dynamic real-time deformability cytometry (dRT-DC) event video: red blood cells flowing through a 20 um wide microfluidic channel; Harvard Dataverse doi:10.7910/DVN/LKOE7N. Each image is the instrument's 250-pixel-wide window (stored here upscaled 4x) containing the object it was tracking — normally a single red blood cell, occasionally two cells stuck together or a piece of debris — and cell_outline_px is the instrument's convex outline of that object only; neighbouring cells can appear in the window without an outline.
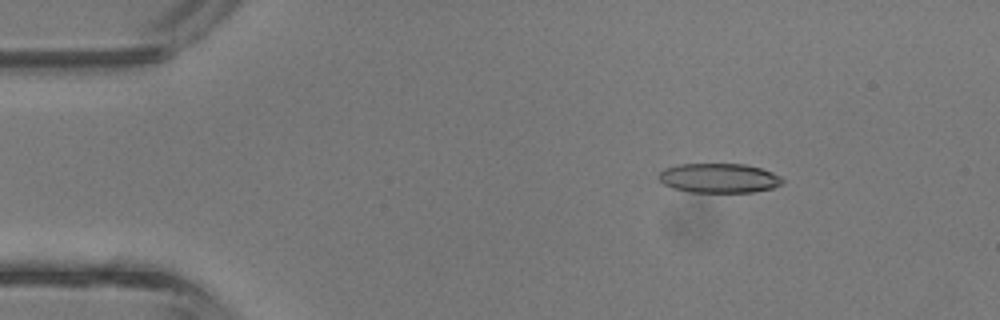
{"species": "common noctule bat (a hibernating species)", "species_latin": "Nyctalus noctula", "temperature_condition": "room temperature", "stored_images_in_passage": 5, "camera_frame_rate_fps": 3000, "um_per_image_px": 0.085, "animal": {"sex": "male", "body_mass_g": 13.3}, "frame": {"image": 1, "passage_image": 2, "time_ms": 0.333, "image_size_px": [1000, 320], "cell_outline_px": [[784, 180], [780, 184], [772, 188], [752, 192], [692, 192], [672, 188], [664, 184], [660, 180], [660, 172], [664, 168], [680, 164], [744, 164], [760, 168], [772, 172], [780, 176]], "centroid_in_image_um": [61.11, 15.14], "position_along_channel_um": 23.9, "area_um2": 21.1}}
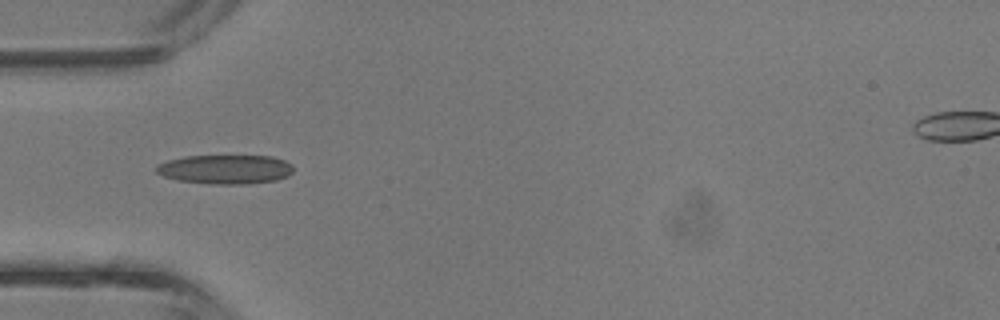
{"frame": {"image": 2, "passage_image": 4, "time_ms": 1.0, "image_size_px": [1000, 320], "cell_outline_px": [[292, 172], [288, 176], [276, 180], [244, 184], [208, 184], [176, 180], [164, 176], [156, 172], [156, 164], [168, 160], [184, 156], [272, 156], [284, 160], [292, 164]], "centroid_in_image_um": [19.14, 14.39], "position_along_channel_um": 65.9, "area_um2": 23.41}}
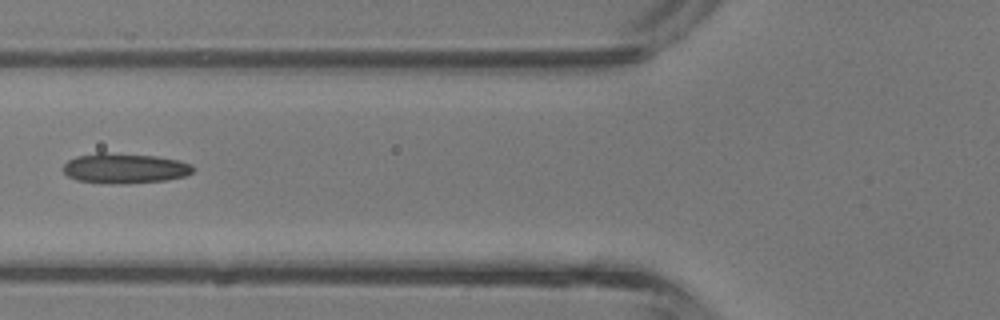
{"frame": {"image": 3, "passage_image": 5, "time_ms": 1.333, "image_size_px": [1000, 320], "cell_outline_px": [[196, 168], [192, 172], [184, 176], [164, 180], [124, 184], [112, 184], [76, 180], [68, 176], [60, 168], [68, 160], [76, 156], [96, 152], [104, 152], [156, 156], [180, 160], [192, 164]], "centroid_in_image_um": [10.58, 14.3], "position_along_channel_um": 115.2, "area_um2": 23.06}}